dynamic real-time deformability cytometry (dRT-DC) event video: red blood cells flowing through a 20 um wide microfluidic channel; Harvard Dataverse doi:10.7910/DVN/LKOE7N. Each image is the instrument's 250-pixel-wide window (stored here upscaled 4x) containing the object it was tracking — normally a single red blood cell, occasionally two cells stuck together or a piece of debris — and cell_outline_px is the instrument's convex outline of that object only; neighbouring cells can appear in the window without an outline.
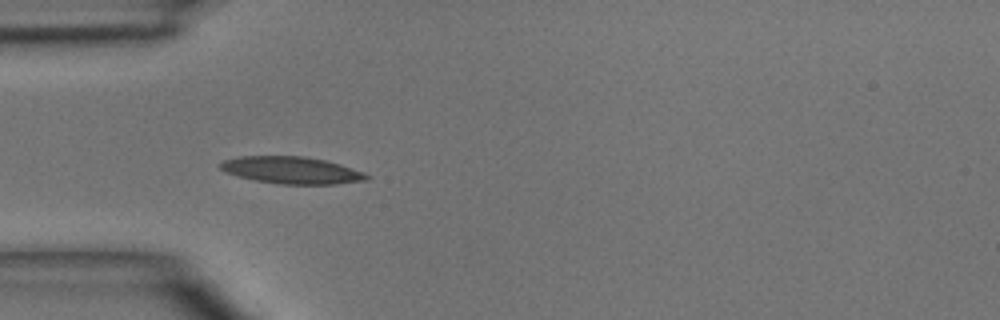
{"species": "common noctule bat (a hibernating species)", "species_latin": "Nyctalus noctula", "temperature_condition": "room temperature", "stored_images_in_passage": 34, "camera_frame_rate_fps": 3000, "um_per_image_px": 0.085, "animal": {"sex": "male", "body_mass_g": 15.6}, "frame": {"image": 1, "passage_image": 1, "time_ms": 0.0, "image_size_px": [1000, 320], "cell_outline_px": [[372, 176], [368, 180], [336, 184], [276, 184], [256, 180], [224, 172], [220, 168], [220, 164], [224, 160], [240, 156], [304, 156], [324, 160], [340, 164], [364, 172]], "centroid_in_image_um": [24.82, 14.47], "position_along_channel_um": 60.2, "area_um2": 23.06}}
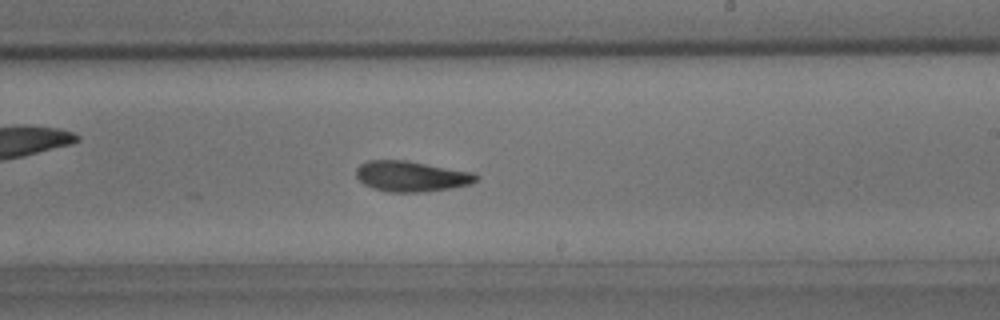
{"frame": {"image": 2, "passage_image": 15, "time_ms": 4.667, "image_size_px": [1000, 320], "cell_outline_px": [[480, 176], [472, 184], [424, 192], [388, 192], [372, 188], [364, 184], [356, 176], [356, 168], [360, 164], [368, 160], [408, 160], [476, 172]], "centroid_in_image_um": [34.99, 14.97], "position_along_channel_um": 254.0, "area_um2": 21.68}}
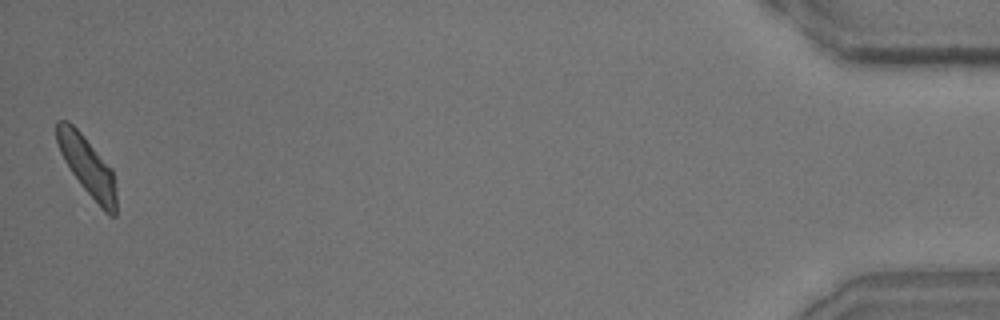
{"frame": {"image": 3, "passage_image": 34, "time_ms": 11.0, "image_size_px": [1000, 320], "cell_outline_px": [[116, 216], [108, 216], [100, 208], [80, 184], [64, 160], [60, 152], [56, 140], [56, 120], [68, 120], [80, 132], [112, 168], [116, 196]], "centroid_in_image_um": [7.42, 14.14], "position_along_channel_um": 427.8, "area_um2": 20.4}}